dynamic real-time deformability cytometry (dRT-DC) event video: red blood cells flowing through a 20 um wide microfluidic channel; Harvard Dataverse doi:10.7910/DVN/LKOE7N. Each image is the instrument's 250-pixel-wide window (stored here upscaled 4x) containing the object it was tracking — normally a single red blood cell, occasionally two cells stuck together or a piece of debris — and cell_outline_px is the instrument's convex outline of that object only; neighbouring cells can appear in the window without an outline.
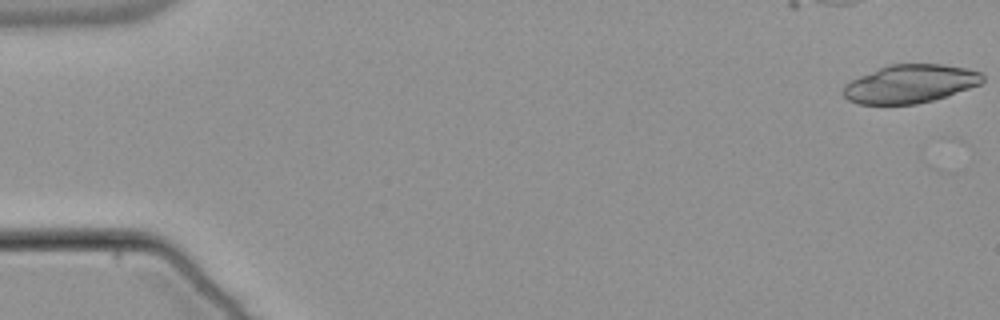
{"species": "common noctule bat (a hibernating species)", "species_latin": "Nyctalus noctula", "temperature_condition": "warm", "stored_images_in_passage": 22, "camera_frame_rate_fps": 3000, "um_per_image_px": 0.085, "animal": {"sex": "male", "body_mass_g": 21.5, "forearm_length_mm": 52.0}, "frame": {"image": 1, "passage_image": 1, "time_ms": 0.0, "image_size_px": [1000, 320], "cell_outline_px": [[984, 80], [980, 84], [948, 96], [916, 104], [860, 104], [848, 100], [840, 92], [844, 84], [860, 76], [888, 64], [940, 64], [964, 68], [980, 72], [984, 76]], "centroid_in_image_um": [77.34, 7.13], "position_along_channel_um": 7.7, "area_um2": 31.1}}